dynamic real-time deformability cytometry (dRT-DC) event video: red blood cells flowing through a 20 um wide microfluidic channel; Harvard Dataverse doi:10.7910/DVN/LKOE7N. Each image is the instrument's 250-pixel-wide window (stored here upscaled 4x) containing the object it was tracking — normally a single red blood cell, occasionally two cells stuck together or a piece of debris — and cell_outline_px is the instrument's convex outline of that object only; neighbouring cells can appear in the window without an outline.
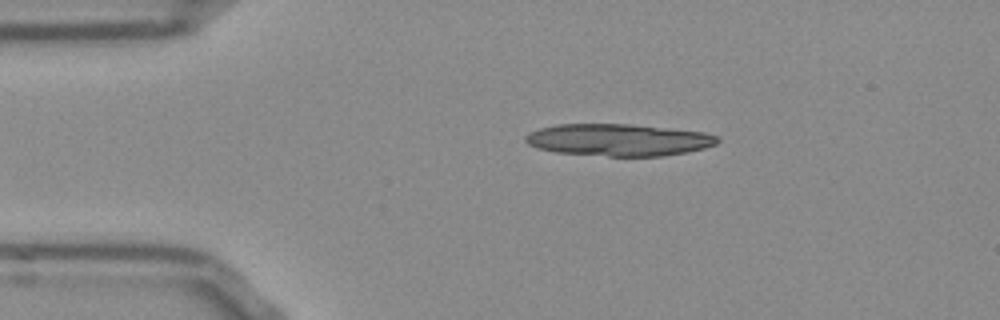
{"species": "Egyptian fruit bat (a non-hibernating species)", "species_latin": "Rousettus aegyptiacus", "temperature_condition": "room temperature", "stored_images_in_passage": 5, "camera_frame_rate_fps": 3000, "um_per_image_px": 0.085, "frame": {"image": 1, "passage_image": 1, "time_ms": 0.0, "image_size_px": [1000, 320], "cell_outline_px": [[708, 144], [696, 148], [672, 152], [644, 156], [620, 156], [604, 128], [648, 128], [688, 132], [704, 136]], "centroid_in_image_um": [55.46, 11.99], "position_along_channel_um": 29.5, "area_um2": 15.49}}